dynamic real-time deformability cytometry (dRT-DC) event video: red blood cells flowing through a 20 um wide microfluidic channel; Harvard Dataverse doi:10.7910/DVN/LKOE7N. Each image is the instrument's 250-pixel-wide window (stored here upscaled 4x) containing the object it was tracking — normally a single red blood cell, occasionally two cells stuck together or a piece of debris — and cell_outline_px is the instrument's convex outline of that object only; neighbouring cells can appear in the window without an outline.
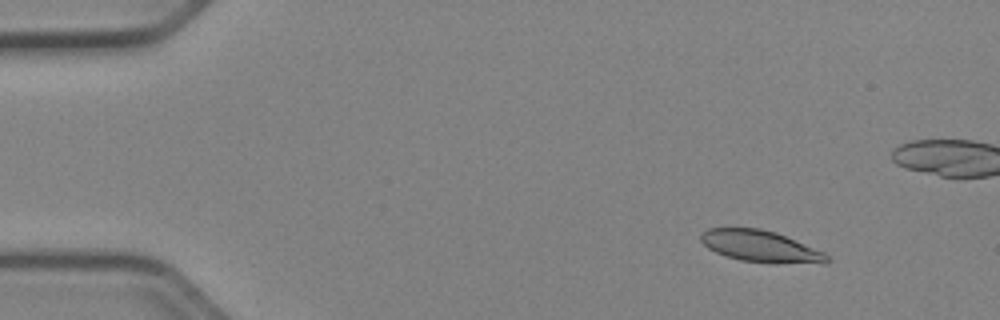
{"species": "Egyptian fruit bat (a non-hibernating species)", "species_latin": "Rousettus aegyptiacus", "temperature_condition": "cold", "stored_images_in_passage": 47, "camera_frame_rate_fps": 3000, "um_per_image_px": 0.085, "animal": {"sex": "female"}, "frame": {"image": 1, "passage_image": 1, "time_ms": 0.0, "image_size_px": [1000, 320], "cell_outline_px": [[832, 260], [828, 264], [776, 264], [740, 260], [716, 252], [708, 248], [700, 240], [700, 236], [708, 228], [760, 228], [776, 232], [824, 252]], "centroid_in_image_um": [64.73, 20.96], "position_along_channel_um": 20.3, "area_um2": 23.47}}
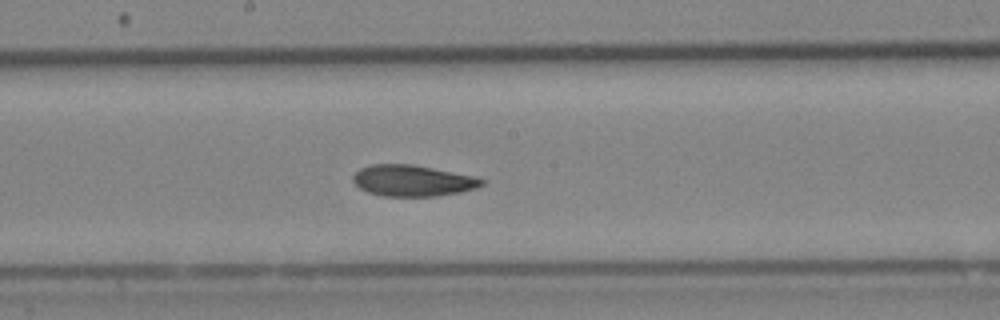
{"frame": {"image": 2, "passage_image": 23, "time_ms": 7.333, "image_size_px": [1000, 320], "cell_outline_px": [[488, 180], [484, 184], [476, 188], [460, 192], [436, 196], [380, 196], [368, 192], [360, 188], [352, 180], [352, 176], [360, 168], [368, 164], [412, 164], [472, 176]], "centroid_in_image_um": [35.05, 15.35], "position_along_channel_um": 213.1, "area_um2": 23.41}}
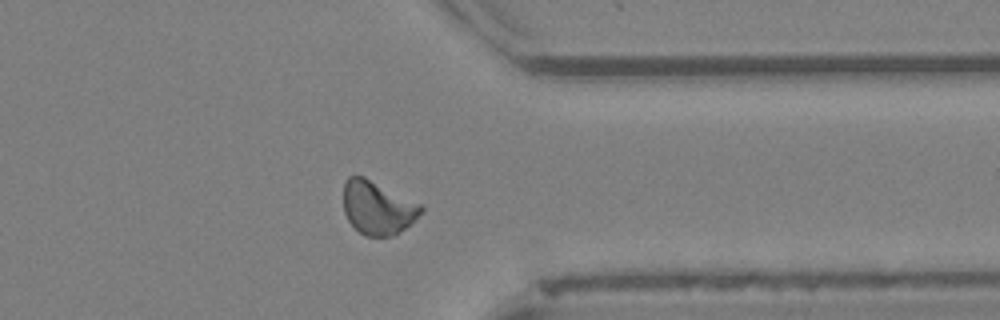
{"frame": {"image": 3, "passage_image": 36, "time_ms": 11.667, "image_size_px": [1000, 320], "cell_outline_px": [[424, 212], [404, 228], [392, 236], [364, 236], [348, 220], [344, 212], [344, 184], [348, 176], [364, 176], [424, 204]], "centroid_in_image_um": [32.13, 17.63], "position_along_channel_um": 379.3, "area_um2": 24.33}, "authors_computed_cell_mechanics": {"area_um2": 23.4668, "velocity_mm_per_s": 3.9324, "shape_relaxation_time_tau1_ms": 4.185, "shape_relaxation_time_tau2_ms": 2.9269, "deformation_change_tau1": 0.1134, "deformation_change_tau2": 0.0828}}